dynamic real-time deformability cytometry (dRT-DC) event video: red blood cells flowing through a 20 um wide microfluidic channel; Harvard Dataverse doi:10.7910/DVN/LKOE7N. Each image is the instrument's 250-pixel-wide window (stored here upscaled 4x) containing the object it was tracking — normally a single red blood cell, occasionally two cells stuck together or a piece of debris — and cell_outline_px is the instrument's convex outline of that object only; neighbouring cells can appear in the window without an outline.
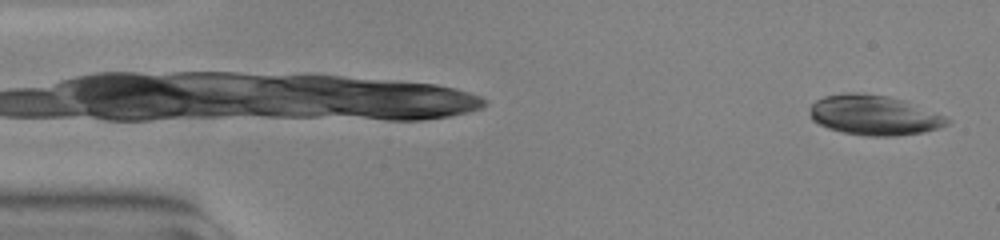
{"species": "common noctule bat (a hibernating species)", "species_latin": "Nyctalus noctula", "temperature_condition": "warm", "stored_images_in_passage": 9, "camera_frame_rate_fps": 3000, "um_per_image_px": 0.085, "animal": {"sex": "female", "body_mass_g": 23.0, "forearm_length_mm": 53.4}, "frame": {"image": 1, "passage_image": 1, "time_ms": 0.0, "image_size_px": [1000, 240], "cell_outline_px": [[952, 120], [948, 124], [924, 132], [896, 136], [864, 136], [844, 132], [828, 128], [812, 120], [808, 116], [808, 112], [812, 104], [816, 100], [824, 96], [844, 92], [856, 92], [888, 96], [904, 100], [944, 116]], "centroid_in_image_um": [74.25, 9.78], "position_along_channel_um": 10.8, "area_um2": 32.02}}